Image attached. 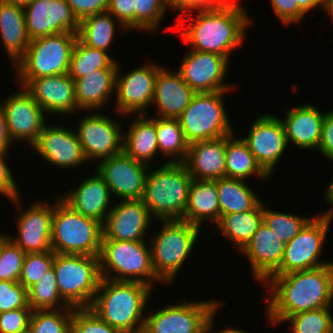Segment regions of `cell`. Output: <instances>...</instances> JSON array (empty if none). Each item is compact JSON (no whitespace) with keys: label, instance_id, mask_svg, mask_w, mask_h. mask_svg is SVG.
I'll use <instances>...</instances> for the list:
<instances>
[{"label":"cell","instance_id":"003e7915","mask_svg":"<svg viewBox=\"0 0 333 333\" xmlns=\"http://www.w3.org/2000/svg\"><path fill=\"white\" fill-rule=\"evenodd\" d=\"M20 333H32V331L30 330V328H28L27 330L22 331V332H20Z\"/></svg>","mask_w":333,"mask_h":333},{"label":"cell","instance_id":"f907efd6","mask_svg":"<svg viewBox=\"0 0 333 333\" xmlns=\"http://www.w3.org/2000/svg\"><path fill=\"white\" fill-rule=\"evenodd\" d=\"M6 154L8 155L7 151H1L0 150V194L4 195L5 197H7V199L9 198V200H11V202H13L14 204L18 203V207L21 210V204H20V196H19V192L17 189V184L14 180V177L12 175L11 172V168H9L8 164L5 162L4 158Z\"/></svg>","mask_w":333,"mask_h":333},{"label":"cell","instance_id":"d590c367","mask_svg":"<svg viewBox=\"0 0 333 333\" xmlns=\"http://www.w3.org/2000/svg\"><path fill=\"white\" fill-rule=\"evenodd\" d=\"M115 20L108 12L88 16L79 22L77 38L91 48L108 52L114 39Z\"/></svg>","mask_w":333,"mask_h":333},{"label":"cell","instance_id":"52a82bcc","mask_svg":"<svg viewBox=\"0 0 333 333\" xmlns=\"http://www.w3.org/2000/svg\"><path fill=\"white\" fill-rule=\"evenodd\" d=\"M53 269L61 298L72 308H90L102 279L99 256L55 253Z\"/></svg>","mask_w":333,"mask_h":333},{"label":"cell","instance_id":"7bdbcfd3","mask_svg":"<svg viewBox=\"0 0 333 333\" xmlns=\"http://www.w3.org/2000/svg\"><path fill=\"white\" fill-rule=\"evenodd\" d=\"M170 0H135V29L155 32Z\"/></svg>","mask_w":333,"mask_h":333},{"label":"cell","instance_id":"6da1fadb","mask_svg":"<svg viewBox=\"0 0 333 333\" xmlns=\"http://www.w3.org/2000/svg\"><path fill=\"white\" fill-rule=\"evenodd\" d=\"M333 263L322 267L271 275L265 282L271 296L266 305L268 321L280 324L300 312L331 308Z\"/></svg>","mask_w":333,"mask_h":333},{"label":"cell","instance_id":"6f0895ef","mask_svg":"<svg viewBox=\"0 0 333 333\" xmlns=\"http://www.w3.org/2000/svg\"><path fill=\"white\" fill-rule=\"evenodd\" d=\"M298 7L306 14L316 6H322L323 10L326 11L327 0H295Z\"/></svg>","mask_w":333,"mask_h":333},{"label":"cell","instance_id":"91938a15","mask_svg":"<svg viewBox=\"0 0 333 333\" xmlns=\"http://www.w3.org/2000/svg\"><path fill=\"white\" fill-rule=\"evenodd\" d=\"M1 2L25 7L33 0H0Z\"/></svg>","mask_w":333,"mask_h":333},{"label":"cell","instance_id":"6125c7cd","mask_svg":"<svg viewBox=\"0 0 333 333\" xmlns=\"http://www.w3.org/2000/svg\"><path fill=\"white\" fill-rule=\"evenodd\" d=\"M219 333H248L247 331L241 330L239 328H227L224 330L219 331Z\"/></svg>","mask_w":333,"mask_h":333},{"label":"cell","instance_id":"2e32d148","mask_svg":"<svg viewBox=\"0 0 333 333\" xmlns=\"http://www.w3.org/2000/svg\"><path fill=\"white\" fill-rule=\"evenodd\" d=\"M23 10L30 40L63 32L78 33L79 21L66 0H33Z\"/></svg>","mask_w":333,"mask_h":333},{"label":"cell","instance_id":"94428289","mask_svg":"<svg viewBox=\"0 0 333 333\" xmlns=\"http://www.w3.org/2000/svg\"><path fill=\"white\" fill-rule=\"evenodd\" d=\"M217 312V309L211 314L210 318H209V321H208V324H207V328L206 330H204L202 333H210L212 332V328H213V320H214V315L216 314Z\"/></svg>","mask_w":333,"mask_h":333},{"label":"cell","instance_id":"b9f144b4","mask_svg":"<svg viewBox=\"0 0 333 333\" xmlns=\"http://www.w3.org/2000/svg\"><path fill=\"white\" fill-rule=\"evenodd\" d=\"M330 308H320L288 316L293 333H333V315Z\"/></svg>","mask_w":333,"mask_h":333},{"label":"cell","instance_id":"603a6c76","mask_svg":"<svg viewBox=\"0 0 333 333\" xmlns=\"http://www.w3.org/2000/svg\"><path fill=\"white\" fill-rule=\"evenodd\" d=\"M54 205L42 202L33 203L18 217V237L10 236L25 253H42L51 251V219Z\"/></svg>","mask_w":333,"mask_h":333},{"label":"cell","instance_id":"4dcf8cb0","mask_svg":"<svg viewBox=\"0 0 333 333\" xmlns=\"http://www.w3.org/2000/svg\"><path fill=\"white\" fill-rule=\"evenodd\" d=\"M117 69H97L75 82V93L78 109L92 110L101 108L110 100L115 91Z\"/></svg>","mask_w":333,"mask_h":333},{"label":"cell","instance_id":"277c9868","mask_svg":"<svg viewBox=\"0 0 333 333\" xmlns=\"http://www.w3.org/2000/svg\"><path fill=\"white\" fill-rule=\"evenodd\" d=\"M184 163H165L147 172L142 201L158 220H183L192 183Z\"/></svg>","mask_w":333,"mask_h":333},{"label":"cell","instance_id":"f1b7e54d","mask_svg":"<svg viewBox=\"0 0 333 333\" xmlns=\"http://www.w3.org/2000/svg\"><path fill=\"white\" fill-rule=\"evenodd\" d=\"M218 223L220 205L217 180H192L183 220L201 228L203 220Z\"/></svg>","mask_w":333,"mask_h":333},{"label":"cell","instance_id":"1f68e13d","mask_svg":"<svg viewBox=\"0 0 333 333\" xmlns=\"http://www.w3.org/2000/svg\"><path fill=\"white\" fill-rule=\"evenodd\" d=\"M138 114L128 133L123 134L122 151L134 160L149 165L158 150L155 117Z\"/></svg>","mask_w":333,"mask_h":333},{"label":"cell","instance_id":"db71d44e","mask_svg":"<svg viewBox=\"0 0 333 333\" xmlns=\"http://www.w3.org/2000/svg\"><path fill=\"white\" fill-rule=\"evenodd\" d=\"M77 20L107 12L109 0H66Z\"/></svg>","mask_w":333,"mask_h":333},{"label":"cell","instance_id":"ffe728a7","mask_svg":"<svg viewBox=\"0 0 333 333\" xmlns=\"http://www.w3.org/2000/svg\"><path fill=\"white\" fill-rule=\"evenodd\" d=\"M102 240L144 241L151 215L142 200H120L109 208Z\"/></svg>","mask_w":333,"mask_h":333},{"label":"cell","instance_id":"e575fe53","mask_svg":"<svg viewBox=\"0 0 333 333\" xmlns=\"http://www.w3.org/2000/svg\"><path fill=\"white\" fill-rule=\"evenodd\" d=\"M220 218L222 215L252 210L261 200L244 180H217Z\"/></svg>","mask_w":333,"mask_h":333},{"label":"cell","instance_id":"11a10c76","mask_svg":"<svg viewBox=\"0 0 333 333\" xmlns=\"http://www.w3.org/2000/svg\"><path fill=\"white\" fill-rule=\"evenodd\" d=\"M318 149L326 158L333 161V109L325 113Z\"/></svg>","mask_w":333,"mask_h":333},{"label":"cell","instance_id":"d4e9b609","mask_svg":"<svg viewBox=\"0 0 333 333\" xmlns=\"http://www.w3.org/2000/svg\"><path fill=\"white\" fill-rule=\"evenodd\" d=\"M227 135L191 143L184 164L192 179L218 180L226 177Z\"/></svg>","mask_w":333,"mask_h":333},{"label":"cell","instance_id":"be15d7a7","mask_svg":"<svg viewBox=\"0 0 333 333\" xmlns=\"http://www.w3.org/2000/svg\"><path fill=\"white\" fill-rule=\"evenodd\" d=\"M326 11L333 20V0H327ZM333 22V21H332Z\"/></svg>","mask_w":333,"mask_h":333},{"label":"cell","instance_id":"83f0119b","mask_svg":"<svg viewBox=\"0 0 333 333\" xmlns=\"http://www.w3.org/2000/svg\"><path fill=\"white\" fill-rule=\"evenodd\" d=\"M284 126L287 144L292 142L300 149L318 148L325 113L314 105L305 104L286 111Z\"/></svg>","mask_w":333,"mask_h":333},{"label":"cell","instance_id":"3957f363","mask_svg":"<svg viewBox=\"0 0 333 333\" xmlns=\"http://www.w3.org/2000/svg\"><path fill=\"white\" fill-rule=\"evenodd\" d=\"M153 287L139 282L102 278L90 309L123 333H142L146 302Z\"/></svg>","mask_w":333,"mask_h":333},{"label":"cell","instance_id":"7dc6e473","mask_svg":"<svg viewBox=\"0 0 333 333\" xmlns=\"http://www.w3.org/2000/svg\"><path fill=\"white\" fill-rule=\"evenodd\" d=\"M27 289L19 282L0 281V313L26 308Z\"/></svg>","mask_w":333,"mask_h":333},{"label":"cell","instance_id":"5bb4252c","mask_svg":"<svg viewBox=\"0 0 333 333\" xmlns=\"http://www.w3.org/2000/svg\"><path fill=\"white\" fill-rule=\"evenodd\" d=\"M96 169L111 194L119 196L122 201L142 200L149 169L147 164L134 160L122 151L101 160Z\"/></svg>","mask_w":333,"mask_h":333},{"label":"cell","instance_id":"30bf717a","mask_svg":"<svg viewBox=\"0 0 333 333\" xmlns=\"http://www.w3.org/2000/svg\"><path fill=\"white\" fill-rule=\"evenodd\" d=\"M226 92L229 91L195 93L177 118L189 145L234 134L223 103Z\"/></svg>","mask_w":333,"mask_h":333},{"label":"cell","instance_id":"cb8c5ba5","mask_svg":"<svg viewBox=\"0 0 333 333\" xmlns=\"http://www.w3.org/2000/svg\"><path fill=\"white\" fill-rule=\"evenodd\" d=\"M285 246L262 222L253 238L240 252L249 259L256 280L264 283L280 267Z\"/></svg>","mask_w":333,"mask_h":333},{"label":"cell","instance_id":"f6af8a7d","mask_svg":"<svg viewBox=\"0 0 333 333\" xmlns=\"http://www.w3.org/2000/svg\"><path fill=\"white\" fill-rule=\"evenodd\" d=\"M26 253L11 239H7L0 251V281L18 282Z\"/></svg>","mask_w":333,"mask_h":333},{"label":"cell","instance_id":"bcb514c9","mask_svg":"<svg viewBox=\"0 0 333 333\" xmlns=\"http://www.w3.org/2000/svg\"><path fill=\"white\" fill-rule=\"evenodd\" d=\"M72 333H123L102 321L90 308H74Z\"/></svg>","mask_w":333,"mask_h":333},{"label":"cell","instance_id":"680465c9","mask_svg":"<svg viewBox=\"0 0 333 333\" xmlns=\"http://www.w3.org/2000/svg\"><path fill=\"white\" fill-rule=\"evenodd\" d=\"M325 197H326V201H328L332 207H333V179L331 180V182L329 183L326 192H325ZM325 215H329L333 217V209L328 210L327 212L323 213Z\"/></svg>","mask_w":333,"mask_h":333},{"label":"cell","instance_id":"4316f807","mask_svg":"<svg viewBox=\"0 0 333 333\" xmlns=\"http://www.w3.org/2000/svg\"><path fill=\"white\" fill-rule=\"evenodd\" d=\"M195 92L185 83L178 71H158L153 95L158 117L177 119L189 106Z\"/></svg>","mask_w":333,"mask_h":333},{"label":"cell","instance_id":"f546056e","mask_svg":"<svg viewBox=\"0 0 333 333\" xmlns=\"http://www.w3.org/2000/svg\"><path fill=\"white\" fill-rule=\"evenodd\" d=\"M0 36V43L15 65L30 44L23 7L0 1Z\"/></svg>","mask_w":333,"mask_h":333},{"label":"cell","instance_id":"4fadbf2b","mask_svg":"<svg viewBox=\"0 0 333 333\" xmlns=\"http://www.w3.org/2000/svg\"><path fill=\"white\" fill-rule=\"evenodd\" d=\"M79 120L76 134L87 161H101L122 152L120 122L100 113H91Z\"/></svg>","mask_w":333,"mask_h":333},{"label":"cell","instance_id":"60d3db41","mask_svg":"<svg viewBox=\"0 0 333 333\" xmlns=\"http://www.w3.org/2000/svg\"><path fill=\"white\" fill-rule=\"evenodd\" d=\"M264 207L263 203L264 224L285 244L291 241L313 218L299 217V215L285 212H274V210H267Z\"/></svg>","mask_w":333,"mask_h":333},{"label":"cell","instance_id":"ba28073f","mask_svg":"<svg viewBox=\"0 0 333 333\" xmlns=\"http://www.w3.org/2000/svg\"><path fill=\"white\" fill-rule=\"evenodd\" d=\"M163 227L151 239V259L160 281L171 283L190 256L200 227L184 220H162Z\"/></svg>","mask_w":333,"mask_h":333},{"label":"cell","instance_id":"44dd1931","mask_svg":"<svg viewBox=\"0 0 333 333\" xmlns=\"http://www.w3.org/2000/svg\"><path fill=\"white\" fill-rule=\"evenodd\" d=\"M34 101L49 113H73L78 109L75 82L68 73L35 79H19Z\"/></svg>","mask_w":333,"mask_h":333},{"label":"cell","instance_id":"74e56055","mask_svg":"<svg viewBox=\"0 0 333 333\" xmlns=\"http://www.w3.org/2000/svg\"><path fill=\"white\" fill-rule=\"evenodd\" d=\"M155 128L159 152L166 157L174 156L168 163H184L189 144L184 138L178 119L155 117Z\"/></svg>","mask_w":333,"mask_h":333},{"label":"cell","instance_id":"7402d4cb","mask_svg":"<svg viewBox=\"0 0 333 333\" xmlns=\"http://www.w3.org/2000/svg\"><path fill=\"white\" fill-rule=\"evenodd\" d=\"M51 165L74 168L87 162L77 134L62 126H44L32 146Z\"/></svg>","mask_w":333,"mask_h":333},{"label":"cell","instance_id":"d6986e66","mask_svg":"<svg viewBox=\"0 0 333 333\" xmlns=\"http://www.w3.org/2000/svg\"><path fill=\"white\" fill-rule=\"evenodd\" d=\"M20 88L21 91L10 94L2 107L12 141L25 140L32 147L46 124L45 111L23 86Z\"/></svg>","mask_w":333,"mask_h":333},{"label":"cell","instance_id":"d6a6232c","mask_svg":"<svg viewBox=\"0 0 333 333\" xmlns=\"http://www.w3.org/2000/svg\"><path fill=\"white\" fill-rule=\"evenodd\" d=\"M263 222L262 200L252 209L240 213L222 215L216 226L228 241L236 243L242 250L253 238Z\"/></svg>","mask_w":333,"mask_h":333},{"label":"cell","instance_id":"ab89813d","mask_svg":"<svg viewBox=\"0 0 333 333\" xmlns=\"http://www.w3.org/2000/svg\"><path fill=\"white\" fill-rule=\"evenodd\" d=\"M61 309L33 310L29 323L32 333H72L74 309Z\"/></svg>","mask_w":333,"mask_h":333},{"label":"cell","instance_id":"9c48e42d","mask_svg":"<svg viewBox=\"0 0 333 333\" xmlns=\"http://www.w3.org/2000/svg\"><path fill=\"white\" fill-rule=\"evenodd\" d=\"M77 34L63 32L30 40L24 56L16 63L18 79L62 75L69 66Z\"/></svg>","mask_w":333,"mask_h":333},{"label":"cell","instance_id":"816d5d0a","mask_svg":"<svg viewBox=\"0 0 333 333\" xmlns=\"http://www.w3.org/2000/svg\"><path fill=\"white\" fill-rule=\"evenodd\" d=\"M231 1L233 0H170V8L184 13L182 15L183 21H181L184 23L185 20H189V18L184 19L185 13L188 11L216 9L229 4Z\"/></svg>","mask_w":333,"mask_h":333},{"label":"cell","instance_id":"8992f818","mask_svg":"<svg viewBox=\"0 0 333 333\" xmlns=\"http://www.w3.org/2000/svg\"><path fill=\"white\" fill-rule=\"evenodd\" d=\"M99 261L101 277L105 279L139 282L150 287L160 280L145 241L102 240Z\"/></svg>","mask_w":333,"mask_h":333},{"label":"cell","instance_id":"484cf974","mask_svg":"<svg viewBox=\"0 0 333 333\" xmlns=\"http://www.w3.org/2000/svg\"><path fill=\"white\" fill-rule=\"evenodd\" d=\"M111 191L97 173L92 177H87L74 191H71L60 197L74 211L82 214L85 217L97 220L102 224L110 210Z\"/></svg>","mask_w":333,"mask_h":333},{"label":"cell","instance_id":"8fae6325","mask_svg":"<svg viewBox=\"0 0 333 333\" xmlns=\"http://www.w3.org/2000/svg\"><path fill=\"white\" fill-rule=\"evenodd\" d=\"M332 216L321 214L313 217L284 249L280 267L272 275L311 270L333 262L319 261L323 241L328 233Z\"/></svg>","mask_w":333,"mask_h":333},{"label":"cell","instance_id":"7a4b0ae2","mask_svg":"<svg viewBox=\"0 0 333 333\" xmlns=\"http://www.w3.org/2000/svg\"><path fill=\"white\" fill-rule=\"evenodd\" d=\"M236 1L220 8L197 11V16L191 18L193 22L190 21L179 36L193 46V50L216 53L229 61L231 51L241 48L245 30L251 24V18Z\"/></svg>","mask_w":333,"mask_h":333},{"label":"cell","instance_id":"03108f58","mask_svg":"<svg viewBox=\"0 0 333 333\" xmlns=\"http://www.w3.org/2000/svg\"><path fill=\"white\" fill-rule=\"evenodd\" d=\"M331 299L333 301V272H332V291H331Z\"/></svg>","mask_w":333,"mask_h":333},{"label":"cell","instance_id":"f35d334b","mask_svg":"<svg viewBox=\"0 0 333 333\" xmlns=\"http://www.w3.org/2000/svg\"><path fill=\"white\" fill-rule=\"evenodd\" d=\"M27 295L28 306L32 310L56 309V306H62V309H74L61 298L53 267L27 290Z\"/></svg>","mask_w":333,"mask_h":333},{"label":"cell","instance_id":"8d00e7d4","mask_svg":"<svg viewBox=\"0 0 333 333\" xmlns=\"http://www.w3.org/2000/svg\"><path fill=\"white\" fill-rule=\"evenodd\" d=\"M107 53L104 50L91 48L77 38L72 51L69 76L75 81L97 69H117L119 62Z\"/></svg>","mask_w":333,"mask_h":333},{"label":"cell","instance_id":"ac0fdd59","mask_svg":"<svg viewBox=\"0 0 333 333\" xmlns=\"http://www.w3.org/2000/svg\"><path fill=\"white\" fill-rule=\"evenodd\" d=\"M248 137L243 138L258 164L270 176L287 147L281 119L263 114L252 123Z\"/></svg>","mask_w":333,"mask_h":333},{"label":"cell","instance_id":"ee69618b","mask_svg":"<svg viewBox=\"0 0 333 333\" xmlns=\"http://www.w3.org/2000/svg\"><path fill=\"white\" fill-rule=\"evenodd\" d=\"M55 253H26L18 282L27 290L36 284L53 267Z\"/></svg>","mask_w":333,"mask_h":333},{"label":"cell","instance_id":"c3c4849f","mask_svg":"<svg viewBox=\"0 0 333 333\" xmlns=\"http://www.w3.org/2000/svg\"><path fill=\"white\" fill-rule=\"evenodd\" d=\"M32 309H14L0 313V333H20L29 328Z\"/></svg>","mask_w":333,"mask_h":333},{"label":"cell","instance_id":"7c38bea8","mask_svg":"<svg viewBox=\"0 0 333 333\" xmlns=\"http://www.w3.org/2000/svg\"><path fill=\"white\" fill-rule=\"evenodd\" d=\"M220 303L213 301L181 303L145 315L142 333H202Z\"/></svg>","mask_w":333,"mask_h":333},{"label":"cell","instance_id":"681fc988","mask_svg":"<svg viewBox=\"0 0 333 333\" xmlns=\"http://www.w3.org/2000/svg\"><path fill=\"white\" fill-rule=\"evenodd\" d=\"M107 12L117 19L122 30H135V0H109Z\"/></svg>","mask_w":333,"mask_h":333},{"label":"cell","instance_id":"9f6ffc18","mask_svg":"<svg viewBox=\"0 0 333 333\" xmlns=\"http://www.w3.org/2000/svg\"><path fill=\"white\" fill-rule=\"evenodd\" d=\"M11 142L13 141L10 138L5 112L0 104V150L8 152L10 145L13 144Z\"/></svg>","mask_w":333,"mask_h":333},{"label":"cell","instance_id":"9a60e30c","mask_svg":"<svg viewBox=\"0 0 333 333\" xmlns=\"http://www.w3.org/2000/svg\"><path fill=\"white\" fill-rule=\"evenodd\" d=\"M160 68L158 64H144L120 76L118 65L114 92L118 113L147 114L146 109L153 102L156 77Z\"/></svg>","mask_w":333,"mask_h":333},{"label":"cell","instance_id":"e0dca14e","mask_svg":"<svg viewBox=\"0 0 333 333\" xmlns=\"http://www.w3.org/2000/svg\"><path fill=\"white\" fill-rule=\"evenodd\" d=\"M228 62L216 53L191 50L177 71L195 93L227 91L234 88L223 82Z\"/></svg>","mask_w":333,"mask_h":333},{"label":"cell","instance_id":"f5cc1de1","mask_svg":"<svg viewBox=\"0 0 333 333\" xmlns=\"http://www.w3.org/2000/svg\"><path fill=\"white\" fill-rule=\"evenodd\" d=\"M274 13L285 25L297 23L304 18L305 13L298 7L295 0H270Z\"/></svg>","mask_w":333,"mask_h":333},{"label":"cell","instance_id":"5b68a950","mask_svg":"<svg viewBox=\"0 0 333 333\" xmlns=\"http://www.w3.org/2000/svg\"><path fill=\"white\" fill-rule=\"evenodd\" d=\"M54 204L51 219V248L54 253L99 256L103 224L74 211L61 198Z\"/></svg>","mask_w":333,"mask_h":333},{"label":"cell","instance_id":"e7e4bbea","mask_svg":"<svg viewBox=\"0 0 333 333\" xmlns=\"http://www.w3.org/2000/svg\"><path fill=\"white\" fill-rule=\"evenodd\" d=\"M9 238L8 235H3V234H0V251H1V248H2V244Z\"/></svg>","mask_w":333,"mask_h":333},{"label":"cell","instance_id":"836d02e7","mask_svg":"<svg viewBox=\"0 0 333 333\" xmlns=\"http://www.w3.org/2000/svg\"><path fill=\"white\" fill-rule=\"evenodd\" d=\"M252 175L259 176L262 180L269 177L258 164L247 143L233 134L227 135L226 178L245 180Z\"/></svg>","mask_w":333,"mask_h":333}]
</instances>
